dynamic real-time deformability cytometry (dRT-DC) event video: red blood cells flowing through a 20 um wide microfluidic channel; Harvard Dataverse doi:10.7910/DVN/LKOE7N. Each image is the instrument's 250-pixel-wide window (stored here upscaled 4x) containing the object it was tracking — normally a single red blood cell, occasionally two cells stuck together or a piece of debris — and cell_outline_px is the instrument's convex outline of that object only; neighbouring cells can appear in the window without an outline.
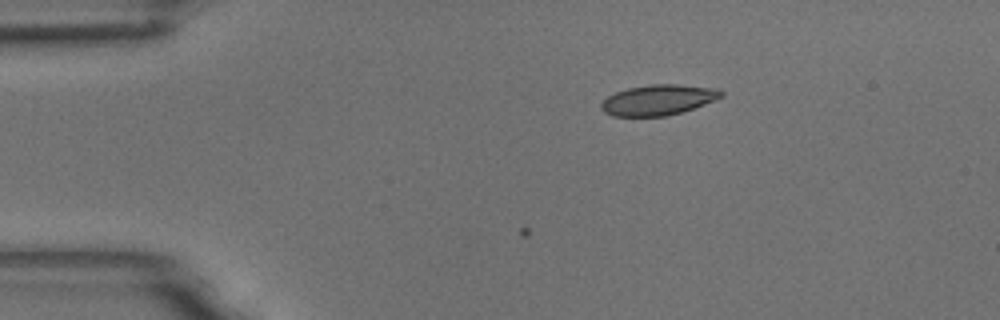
{"species": "common noctule bat (a hibernating species)", "species_latin": "Nyctalus noctula", "temperature_condition": "room temperature", "stored_images_in_passage": 5, "camera_frame_rate_fps": 3000, "um_per_image_px": 0.085, "animal": {"sex": "male", "body_mass_g": 18.8}, "frame": {"image": 1, "passage_image": 1, "time_ms": 0.0, "image_size_px": [1000, 320], "cell_outline_px": [[724, 96], [716, 100], [668, 116], [612, 116], [604, 112], [600, 108], [600, 104], [608, 96], [616, 92], [628, 88], [648, 84], [676, 84], [720, 88], [724, 92]], "centroid_in_image_um": [55.97, 8.48], "position_along_channel_um": 29.0, "area_um2": 21.44}}